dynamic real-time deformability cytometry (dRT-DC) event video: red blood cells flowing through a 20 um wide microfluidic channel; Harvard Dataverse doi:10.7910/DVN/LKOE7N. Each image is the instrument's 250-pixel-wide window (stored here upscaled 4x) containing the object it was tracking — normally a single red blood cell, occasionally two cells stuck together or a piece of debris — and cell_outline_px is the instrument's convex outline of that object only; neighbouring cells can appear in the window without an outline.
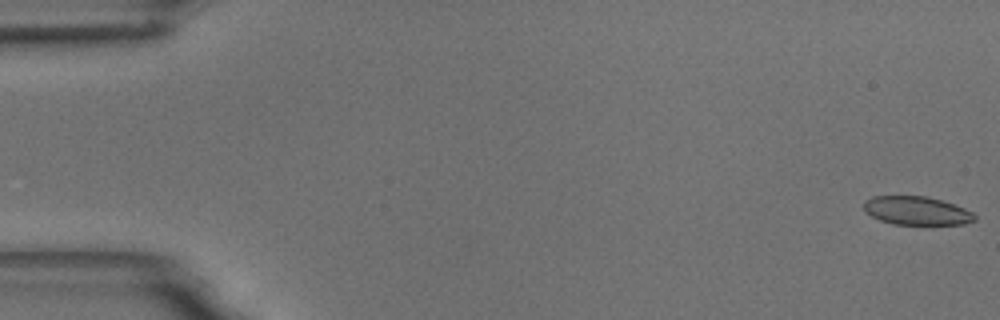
{"species": "common noctule bat (a hibernating species)", "species_latin": "Nyctalus noctula", "temperature_condition": "room temperature", "stored_images_in_passage": 56, "camera_frame_rate_fps": 3000, "um_per_image_px": 0.085, "animal": {"sex": "male", "body_mass_g": 18.8}, "frame": {"image": 1, "passage_image": 1, "time_ms": 0.0, "image_size_px": [1000, 320], "cell_outline_px": [[976, 220], [964, 224], [892, 224], [880, 220], [864, 212], [864, 200], [872, 196], [924, 196], [940, 200], [964, 208], [972, 212], [976, 216]], "centroid_in_image_um": [77.88, 17.91], "position_along_channel_um": 7.1, "area_um2": 18.32}}
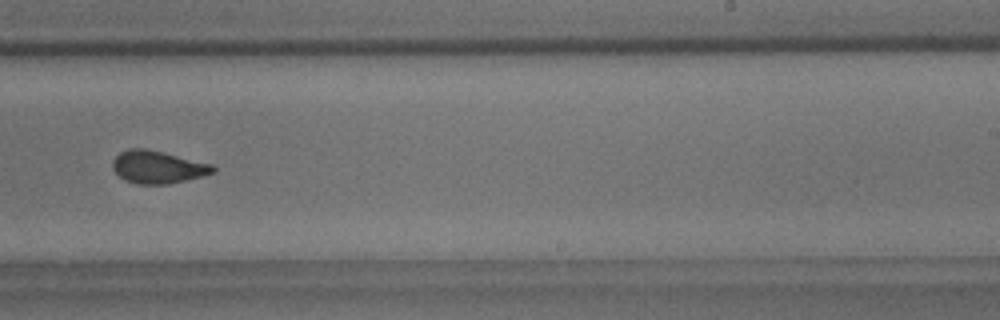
{"frame": {"image": 2, "passage_image": 35, "time_ms": 11.333, "image_size_px": [1000, 320], "cell_outline_px": [[216, 172], [168, 184], [136, 184], [124, 180], [112, 168], [112, 160], [120, 152], [128, 148], [144, 148], [164, 152], [212, 164], [216, 168]], "centroid_in_image_um": [13.39, 14.19], "position_along_channel_um": 275.6, "area_um2": 19.07}}
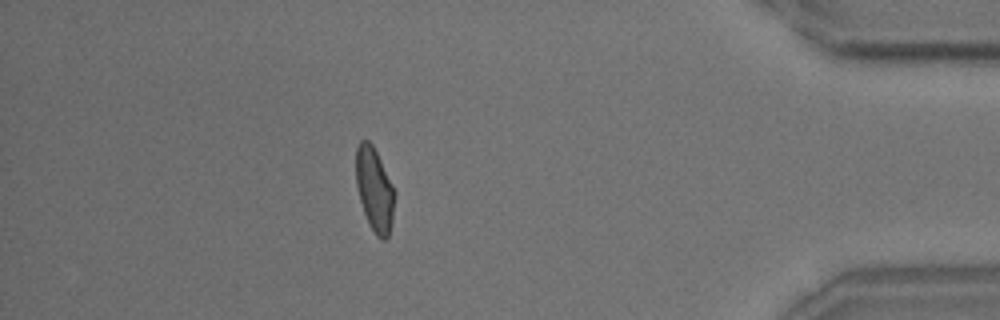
{"frame": {"image": 3, "passage_image": 49, "time_ms": 16.0, "image_size_px": [1000, 320], "cell_outline_px": [[396, 192], [392, 220], [388, 236], [384, 240], [380, 240], [376, 236], [368, 224], [360, 200], [356, 184], [356, 148], [360, 140], [368, 140], [372, 144]], "centroid_in_image_um": [31.83, 16.13], "position_along_channel_um": 403.4, "area_um2": 18.84}, "authors_computed_cell_mechanics": {"area_um2": 19.3919, "velocity_mm_per_s": 3.6625, "shape_relaxation_time_tau1_ms": 8.5147, "shape_relaxation_time_tau2_ms": 1.2394, "deformation_change_tau1": 0.186, "deformation_change_tau2": 0.0634}}